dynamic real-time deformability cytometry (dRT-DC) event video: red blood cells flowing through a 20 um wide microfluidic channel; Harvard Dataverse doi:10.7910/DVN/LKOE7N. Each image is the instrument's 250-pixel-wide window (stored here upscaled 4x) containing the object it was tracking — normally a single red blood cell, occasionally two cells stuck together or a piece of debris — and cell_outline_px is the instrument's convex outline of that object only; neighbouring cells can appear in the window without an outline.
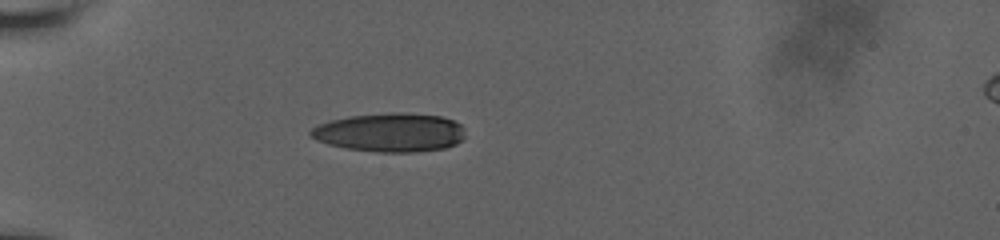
{"species": "human", "species_latin": "Homo sapiens", "temperature_condition": "room temperature", "stored_images_in_passage": 39, "camera_frame_rate_fps": 3000, "um_per_image_px": 0.085, "donor": {"sex": "male"}, "frame": {"image": 1, "passage_image": 1, "time_ms": 0.0, "image_size_px": [1000, 240], "cell_outline_px": [[464, 136], [456, 144], [444, 148], [412, 152], [376, 152], [348, 148], [328, 144], [316, 140], [308, 136], [308, 132], [312, 128], [320, 124], [332, 120], [348, 116], [396, 112], [400, 112], [440, 116], [452, 120], [460, 124], [464, 128]], "centroid_in_image_um": [33.13, 11.26], "position_along_channel_um": 51.9, "area_um2": 34.8}}
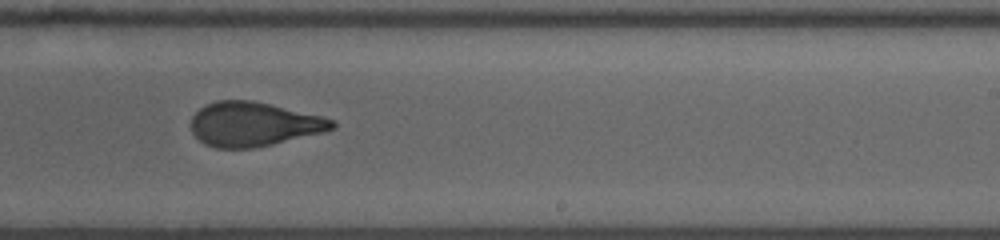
{"frame": {"image": 2, "passage_image": 20, "time_ms": 6.333, "image_size_px": [1000, 240], "cell_outline_px": [[336, 128], [272, 144], [252, 148], [216, 148], [204, 144], [192, 132], [192, 116], [200, 108], [216, 100], [252, 100], [320, 116], [336, 120]], "centroid_in_image_um": [21.53, 10.55], "position_along_channel_um": 267.5, "area_um2": 35.89}}
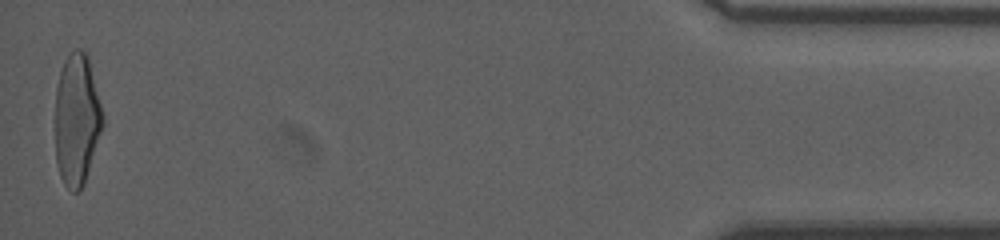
{"frame": {"image": 3, "passage_image": 39, "time_ms": 12.667, "image_size_px": [1000, 240], "cell_outline_px": [[104, 124], [84, 184], [76, 192], [72, 192], [64, 184], [60, 176], [56, 164], [56, 88], [60, 72], [68, 52], [76, 48], [80, 48], [88, 56], [104, 116]], "centroid_in_image_um": [6.54, 10.15], "position_along_channel_um": 428.7, "area_um2": 36.53}, "authors_computed_cell_mechanics": {"area_um2": 36.992, "velocity_mm_per_s": 3.8174, "shape_relaxation_time_tau1_ms": 6.0662, "shape_relaxation_time_tau2_ms": 1.3457, "deformation_change_tau1": 0.2116, "deformation_change_tau2": 0.0914}}